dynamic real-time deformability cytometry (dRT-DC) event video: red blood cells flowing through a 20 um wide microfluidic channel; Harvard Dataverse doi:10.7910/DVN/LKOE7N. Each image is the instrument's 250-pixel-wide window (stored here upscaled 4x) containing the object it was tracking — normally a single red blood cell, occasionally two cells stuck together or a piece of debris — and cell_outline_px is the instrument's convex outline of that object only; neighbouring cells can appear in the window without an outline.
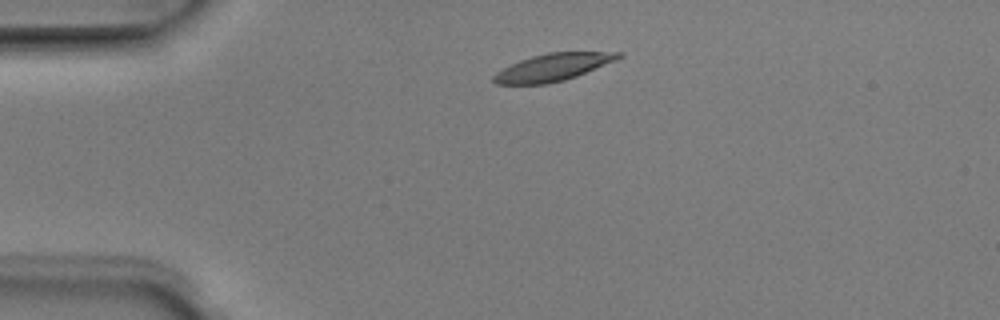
{"species": "Egyptian fruit bat (a non-hibernating species)", "species_latin": "Rousettus aegyptiacus", "temperature_condition": "room temperature", "stored_images_in_passage": 2, "camera_frame_rate_fps": 3000, "um_per_image_px": 0.085, "animal": {"sex": "male"}, "frame": {"image": 1, "passage_image": 1, "time_ms": 0.0, "image_size_px": [1000, 320], "cell_outline_px": [[624, 56], [616, 60], [576, 76], [564, 80], [548, 84], [496, 84], [492, 80], [492, 76], [496, 72], [520, 60], [532, 56], [548, 52], [624, 52]], "centroid_in_image_um": [47.0, 5.71], "position_along_channel_um": 38.0, "area_um2": 19.77}}